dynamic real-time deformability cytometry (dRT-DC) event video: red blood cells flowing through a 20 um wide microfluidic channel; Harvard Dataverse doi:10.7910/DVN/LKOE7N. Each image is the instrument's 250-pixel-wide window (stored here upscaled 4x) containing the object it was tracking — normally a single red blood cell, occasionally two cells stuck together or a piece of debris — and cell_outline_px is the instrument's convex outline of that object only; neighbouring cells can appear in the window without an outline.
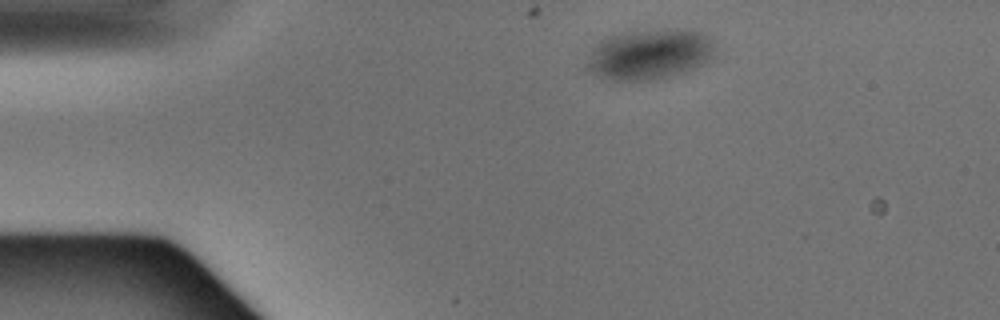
{"species": "Egyptian fruit bat (a non-hibernating species)", "species_latin": "Rousettus aegyptiacus", "temperature_condition": "warm", "stored_images_in_passage": 6, "segment_of_instrument_passage": [1, 2], "camera_frame_rate_fps": 3000, "um_per_image_px": 0.085, "animal": {"sex": "male"}, "frame": {"image": 1, "passage_image": 1, "time_ms": 0.0, "image_size_px": [1000, 320], "cell_outline_px": [[712, 48], [708, 56], [700, 64], [688, 72], [656, 80], [612, 80], [600, 76], [592, 72], [588, 60], [596, 44], [600, 40], [624, 32], [700, 32], [712, 44]], "centroid_in_image_um": [55.13, 4.68], "position_along_channel_um": 29.9, "area_um2": 35.49}}
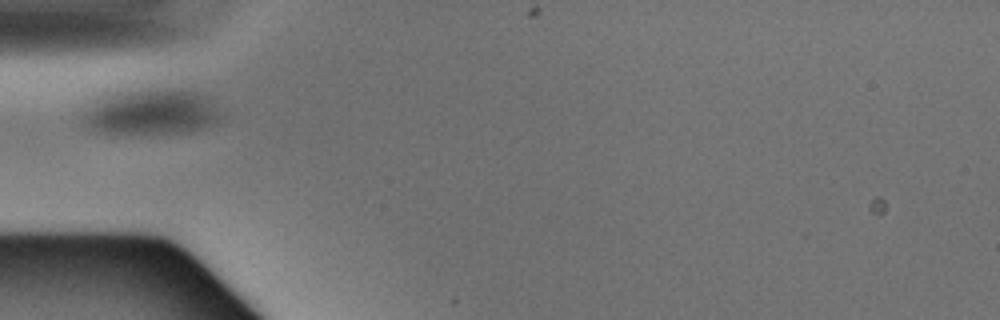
{"frame": {"image": 2, "passage_image": 3, "time_ms": 0.667, "image_size_px": [1000, 320], "cell_outline_px": [[224, 116], [216, 124], [192, 132], [104, 132], [92, 128], [80, 116], [92, 100], [96, 96], [104, 92], [140, 88], [180, 88], [200, 92], [208, 96]], "centroid_in_image_um": [12.89, 9.43], "position_along_channel_um": 72.1, "area_um2": 37.74}}